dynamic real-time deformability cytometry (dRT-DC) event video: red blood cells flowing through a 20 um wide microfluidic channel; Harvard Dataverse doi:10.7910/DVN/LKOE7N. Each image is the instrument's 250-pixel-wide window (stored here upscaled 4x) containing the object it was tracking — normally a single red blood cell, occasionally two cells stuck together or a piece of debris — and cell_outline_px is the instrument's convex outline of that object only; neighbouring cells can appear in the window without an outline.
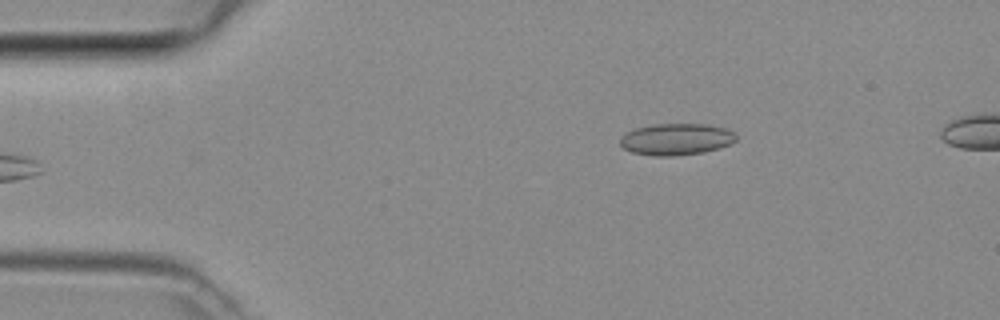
{"species": "common noctule bat (a hibernating species)", "species_latin": "Nyctalus noctula", "temperature_condition": "room temperature", "stored_images_in_passage": 2, "camera_frame_rate_fps": 3000, "um_per_image_px": 0.085, "animal": {"sex": "female", "body_mass_g": 29.2, "forearm_length_mm": 56.3}, "frame": {"image": 1, "passage_image": 2, "time_ms": 0.333, "image_size_px": [1000, 320], "cell_outline_px": [[736, 140], [728, 144], [704, 152], [672, 156], [652, 156], [632, 152], [624, 148], [620, 144], [620, 136], [636, 128], [652, 124], [704, 124], [724, 128], [736, 132]], "centroid_in_image_um": [57.45, 11.83], "position_along_channel_um": 27.5, "area_um2": 21.27}}